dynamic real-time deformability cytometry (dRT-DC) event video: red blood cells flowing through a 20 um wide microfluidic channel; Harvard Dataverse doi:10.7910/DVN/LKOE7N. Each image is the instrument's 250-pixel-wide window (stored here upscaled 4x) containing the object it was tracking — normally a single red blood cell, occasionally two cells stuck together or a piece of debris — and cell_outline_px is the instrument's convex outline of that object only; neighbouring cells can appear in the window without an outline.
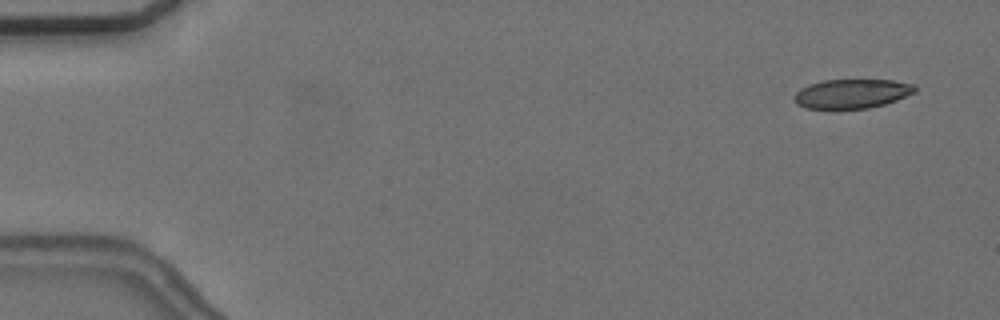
{"species": "common noctule bat (a hibernating species)", "species_latin": "Nyctalus noctula", "temperature_condition": "cold", "stored_images_in_passage": 5, "camera_frame_rate_fps": 3000, "um_per_image_px": 0.085, "animal": {"sex": "female", "body_mass_g": 24.6, "forearm_length_mm": 56.2}, "frame": {"image": 1, "passage_image": 1, "time_ms": 0.0, "image_size_px": [1000, 320], "cell_outline_px": [[916, 92], [896, 100], [884, 104], [868, 108], [840, 112], [832, 112], [804, 108], [796, 104], [792, 96], [800, 88], [808, 84], [824, 80], [892, 80], [916, 84]], "centroid_in_image_um": [72.33, 8.02], "position_along_channel_um": 12.7, "area_um2": 21.68}}